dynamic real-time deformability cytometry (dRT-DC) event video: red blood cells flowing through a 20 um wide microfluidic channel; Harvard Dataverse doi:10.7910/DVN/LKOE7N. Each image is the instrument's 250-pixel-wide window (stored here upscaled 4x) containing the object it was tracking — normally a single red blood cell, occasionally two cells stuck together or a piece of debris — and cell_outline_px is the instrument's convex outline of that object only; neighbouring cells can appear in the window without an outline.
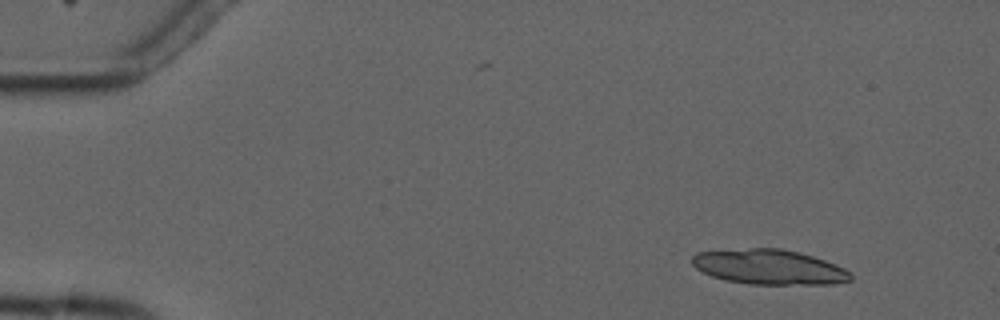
{"species": "common noctule bat (a hibernating species)", "species_latin": "Nyctalus noctula", "temperature_condition": "cold", "stored_images_in_passage": 5, "camera_frame_rate_fps": 3000, "um_per_image_px": 0.085, "animal": {"sex": "male", "forearm_length_mm": 52.5}, "frame": {"image": 1, "passage_image": 2, "time_ms": 1.0, "image_size_px": [1000, 320], "cell_outline_px": [[852, 280], [832, 284], [748, 284], [728, 280], [712, 276], [696, 268], [692, 264], [692, 256], [696, 252], [748, 248], [780, 248], [800, 252], [836, 264], [852, 272]], "centroid_in_image_um": [65.4, 22.69], "position_along_channel_um": 19.6, "area_um2": 32.31}}